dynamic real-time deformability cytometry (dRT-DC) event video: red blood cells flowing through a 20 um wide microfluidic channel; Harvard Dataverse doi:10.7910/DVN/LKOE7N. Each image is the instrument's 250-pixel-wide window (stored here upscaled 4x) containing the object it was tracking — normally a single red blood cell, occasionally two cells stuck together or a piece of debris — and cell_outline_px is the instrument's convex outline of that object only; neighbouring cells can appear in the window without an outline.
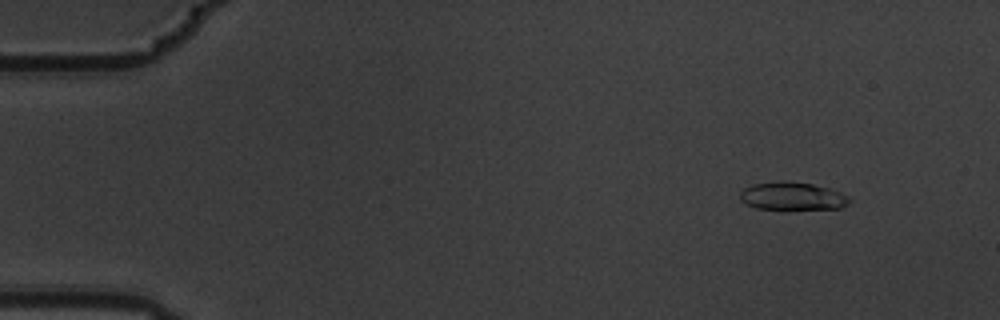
{"species": "common noctule bat (a hibernating species)", "species_latin": "Nyctalus noctula", "temperature_condition": "warm", "stored_images_in_passage": 7, "camera_frame_rate_fps": 3000, "um_per_image_px": 0.085, "animal": {"sex": "male", "body_mass_g": 19.5, "forearm_length_mm": 54.6}, "frame": {"image": 1, "passage_image": 2, "time_ms": 0.333, "image_size_px": [1000, 320], "cell_outline_px": [[852, 200], [848, 204], [840, 208], [788, 212], [784, 212], [756, 208], [740, 200], [740, 192], [744, 188], [752, 184], [784, 180], [812, 184], [828, 188], [840, 192], [848, 196]], "centroid_in_image_um": [67.36, 16.72], "position_along_channel_um": 17.6, "area_um2": 18.79}}
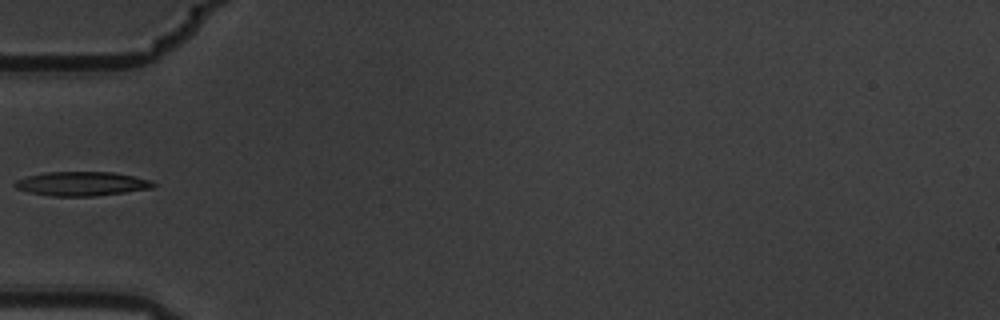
{"frame": {"image": 2, "passage_image": 6, "time_ms": 1.667, "image_size_px": [1000, 320], "cell_outline_px": [[156, 184], [152, 188], [96, 196], [52, 196], [28, 192], [16, 188], [12, 184], [16, 180], [28, 176], [44, 172], [116, 172], [148, 180]], "centroid_in_image_um": [6.9, 15.61], "position_along_channel_um": 78.1, "area_um2": 19.36}}
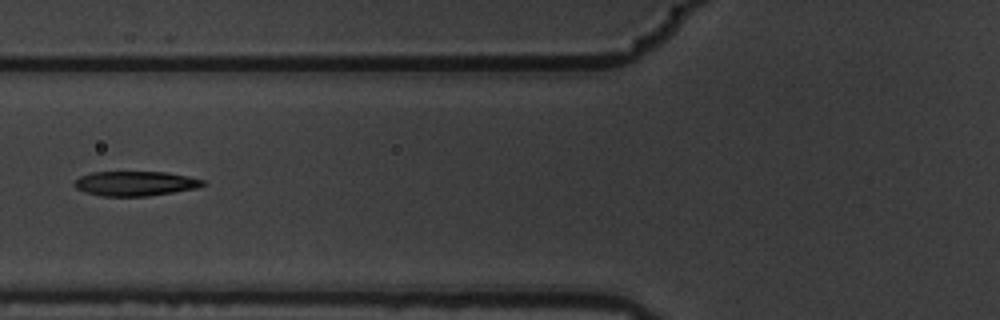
{"frame": {"image": 3, "passage_image": 7, "time_ms": 2.0, "image_size_px": [1000, 320], "cell_outline_px": [[204, 184], [196, 188], [148, 196], [100, 196], [84, 192], [76, 188], [72, 184], [80, 176], [92, 172], [168, 172], [188, 176], [204, 180]], "centroid_in_image_um": [11.46, 15.59], "position_along_channel_um": 114.3, "area_um2": 18.44}}